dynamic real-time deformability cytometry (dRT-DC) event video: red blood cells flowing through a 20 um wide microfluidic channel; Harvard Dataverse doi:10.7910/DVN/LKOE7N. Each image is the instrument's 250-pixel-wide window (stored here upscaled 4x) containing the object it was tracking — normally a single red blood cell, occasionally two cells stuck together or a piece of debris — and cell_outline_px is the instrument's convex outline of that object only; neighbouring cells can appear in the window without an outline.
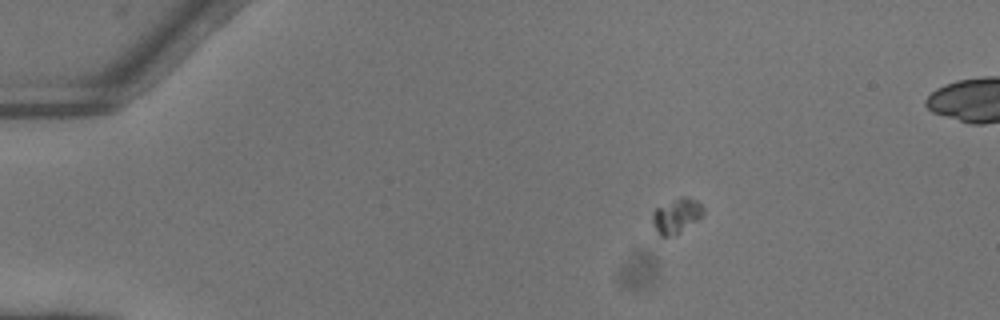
{"species": "common noctule bat (a hibernating species)", "species_latin": "Nyctalus noctula", "temperature_condition": "warm", "stored_images_in_passage": 44, "camera_frame_rate_fps": 3000, "um_per_image_px": 0.085, "animal": {"sex": "female"}, "frame": {"image": 1, "passage_image": 1, "time_ms": 0.0, "image_size_px": [1000, 320], "cell_outline_px": [[704, 212], [696, 220], [676, 236], [660, 236], [652, 220], [652, 212], [656, 208], [680, 196], [688, 196], [696, 200], [704, 208]], "centroid_in_image_um": [57.5, 18.33], "position_along_channel_um": 27.5, "area_um2": 10.23}}
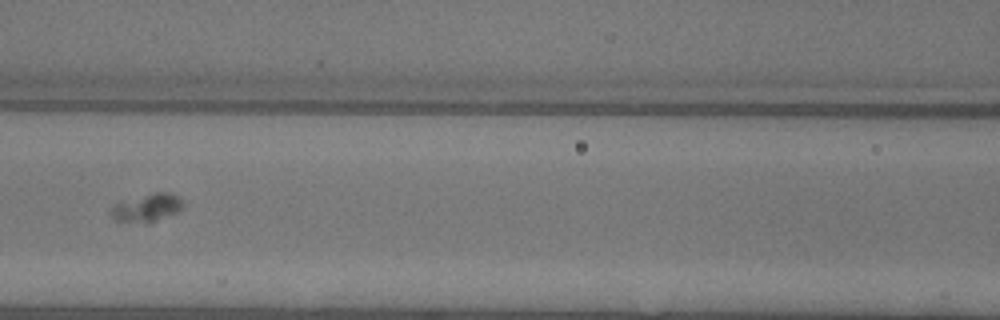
{"frame": {"image": 2, "passage_image": 16, "time_ms": 5.0, "image_size_px": [1000, 320], "cell_outline_px": [[184, 204], [176, 212], [152, 224], [148, 224], [116, 220], [112, 216], [112, 208], [116, 204], [156, 192], [168, 192], [176, 196]], "centroid_in_image_um": [12.53, 17.7], "position_along_channel_um": 154.1, "area_um2": 11.33}}
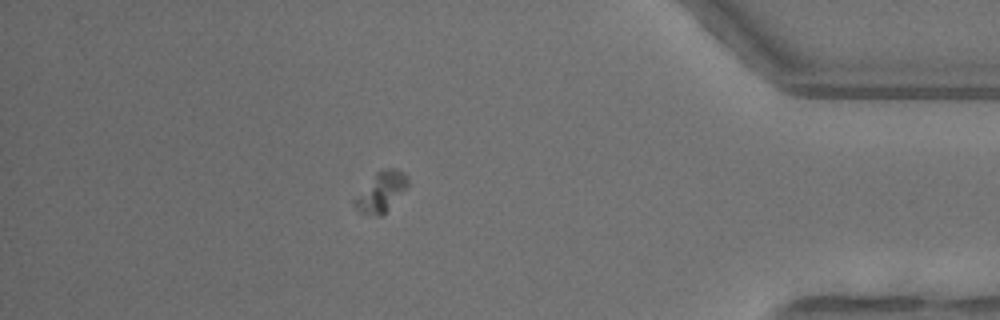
{"frame": {"image": 3, "passage_image": 37, "time_ms": 12.0, "image_size_px": [1000, 320], "cell_outline_px": [[408, 184], [384, 216], [380, 216], [360, 212], [356, 208], [356, 200], [376, 172], [380, 168], [396, 168], [404, 172], [408, 176]], "centroid_in_image_um": [32.48, 16.28], "position_along_channel_um": 402.7, "area_um2": 11.85}}